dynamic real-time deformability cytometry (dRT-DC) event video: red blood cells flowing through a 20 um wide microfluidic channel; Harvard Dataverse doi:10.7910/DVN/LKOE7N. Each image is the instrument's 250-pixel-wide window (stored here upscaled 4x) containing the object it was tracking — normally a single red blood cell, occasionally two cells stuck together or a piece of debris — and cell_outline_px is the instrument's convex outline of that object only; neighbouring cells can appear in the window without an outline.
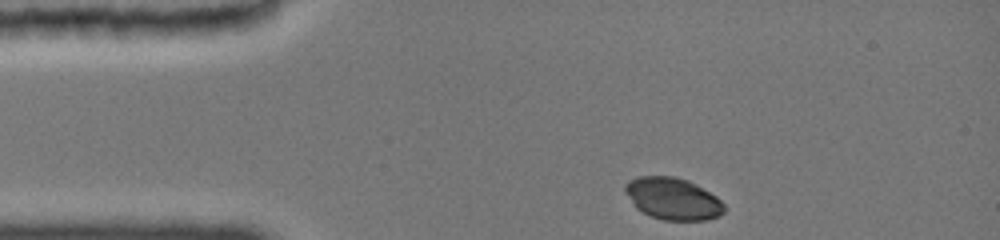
{"species": "common noctule bat (a hibernating species)", "species_latin": "Nyctalus noctula", "temperature_condition": "cold", "stored_images_in_passage": 26, "camera_frame_rate_fps": 3000, "um_per_image_px": 0.085, "animal": {"sex": "female", "body_mass_g": 19.0, "forearm_length_mm": 51.5}, "frame": {"image": 1, "passage_image": 1, "time_ms": 0.0, "image_size_px": [1000, 240], "cell_outline_px": [[724, 212], [720, 216], [708, 220], [664, 220], [652, 216], [636, 208], [624, 192], [624, 184], [628, 180], [640, 176], [676, 176], [688, 180], [696, 184], [716, 196], [724, 204]], "centroid_in_image_um": [57.18, 16.88], "position_along_channel_um": 27.8, "area_um2": 24.33}}
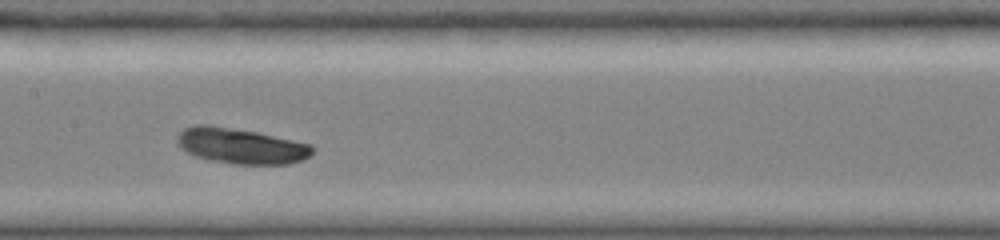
{"frame": {"image": 2, "passage_image": 15, "time_ms": 5.333, "image_size_px": [1000, 240], "cell_outline_px": [[316, 148], [304, 160], [288, 164], [232, 164], [208, 160], [196, 156], [180, 148], [176, 144], [176, 136], [184, 128], [196, 124], [204, 124], [256, 132], [312, 144]], "centroid_in_image_um": [20.47, 12.41], "position_along_channel_um": 186.9, "area_um2": 28.15}}
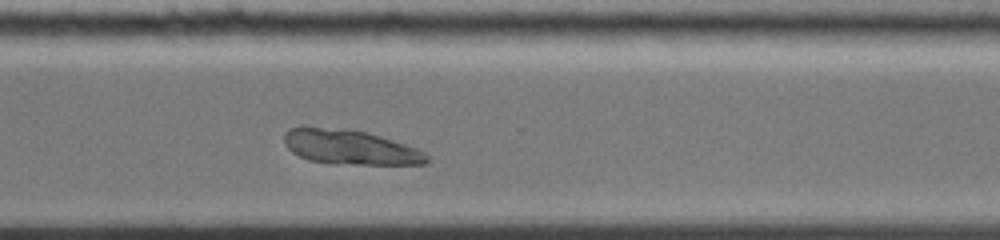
{"frame": {"image": 3, "passage_image": 26, "time_ms": 9.333, "image_size_px": [1000, 240], "cell_outline_px": [[428, 164], [332, 164], [308, 160], [292, 152], [288, 148], [284, 140], [284, 132], [288, 128], [320, 128], [364, 132], [380, 136], [416, 148], [424, 152], [428, 156]], "centroid_in_image_um": [29.76, 12.55], "position_along_channel_um": 340.8, "area_um2": 28.15}}